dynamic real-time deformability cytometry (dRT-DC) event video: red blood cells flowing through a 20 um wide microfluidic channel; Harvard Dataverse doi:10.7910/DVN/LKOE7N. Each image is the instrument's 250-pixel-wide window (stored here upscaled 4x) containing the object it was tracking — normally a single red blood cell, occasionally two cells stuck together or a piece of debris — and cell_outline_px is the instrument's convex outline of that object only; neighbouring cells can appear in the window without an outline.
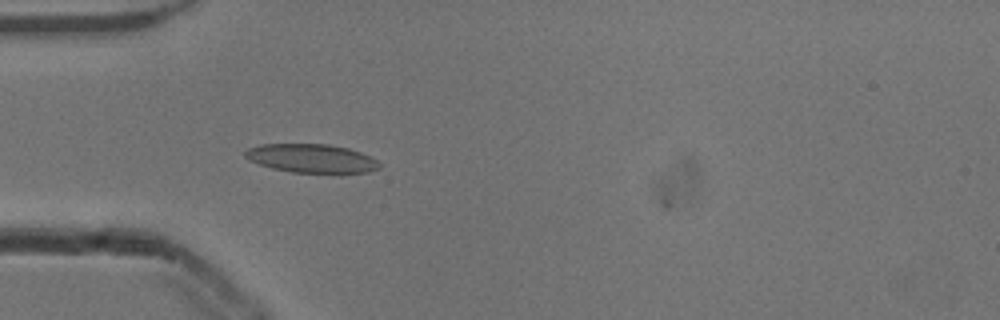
{"species": "common noctule bat (a hibernating species)", "species_latin": "Nyctalus noctula", "temperature_condition": "cold", "stored_images_in_passage": 4, "camera_frame_rate_fps": 3000, "um_per_image_px": 0.085, "animal": {"sex": "male", "body_mass_g": 13.3}, "frame": {"image": 1, "passage_image": 3, "time_ms": 0.667, "image_size_px": [1000, 320], "cell_outline_px": [[380, 168], [368, 172], [340, 176], [336, 176], [292, 172], [272, 168], [248, 160], [244, 156], [244, 152], [248, 148], [260, 144], [328, 144], [348, 148], [360, 152], [376, 160], [380, 164]], "centroid_in_image_um": [26.53, 13.51], "position_along_channel_um": 58.5, "area_um2": 23.35}}